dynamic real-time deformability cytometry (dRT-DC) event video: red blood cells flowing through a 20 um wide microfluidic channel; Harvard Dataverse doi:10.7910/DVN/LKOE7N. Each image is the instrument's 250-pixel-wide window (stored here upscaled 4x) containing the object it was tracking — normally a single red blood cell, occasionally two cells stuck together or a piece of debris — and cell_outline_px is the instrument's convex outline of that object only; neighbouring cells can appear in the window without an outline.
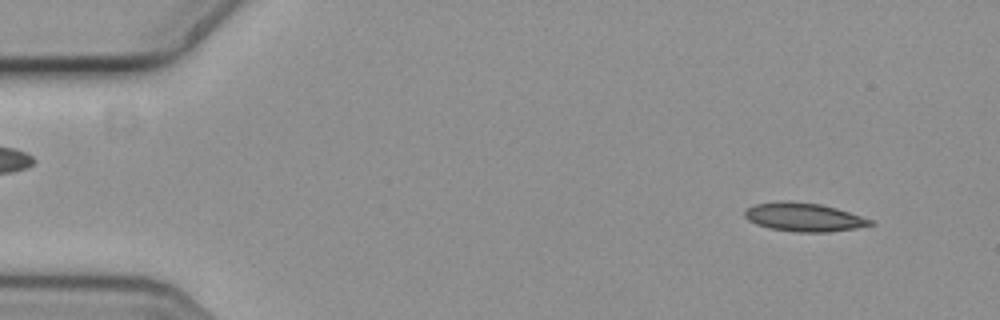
{"species": "common noctule bat (a hibernating species)", "species_latin": "Nyctalus noctula", "temperature_condition": "cold", "stored_images_in_passage": 56, "camera_frame_rate_fps": 3000, "um_per_image_px": 0.085, "animal": {"sex": "female", "body_mass_g": 19.3, "forearm_length_mm": 54.1}, "frame": {"image": 1, "passage_image": 4, "time_ms": 1.0, "image_size_px": [1000, 320], "cell_outline_px": [[876, 224], [856, 228], [828, 232], [796, 232], [768, 228], [756, 224], [748, 220], [744, 216], [744, 212], [748, 208], [756, 204], [780, 200], [784, 200], [820, 204], [836, 208], [872, 220]], "centroid_in_image_um": [68.3, 18.46], "position_along_channel_um": 16.7, "area_um2": 20.87}}
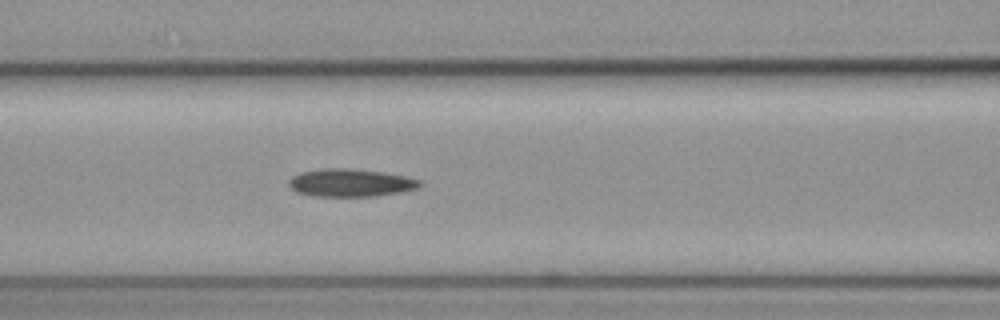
{"frame": {"image": 2, "passage_image": 23, "time_ms": 7.333, "image_size_px": [1000, 320], "cell_outline_px": [[420, 184], [416, 188], [404, 192], [376, 196], [316, 196], [296, 192], [288, 184], [288, 180], [292, 176], [300, 172], [324, 168], [348, 168], [380, 172], [404, 176], [420, 180]], "centroid_in_image_um": [29.76, 15.54], "position_along_channel_um": 136.8, "area_um2": 21.1}}
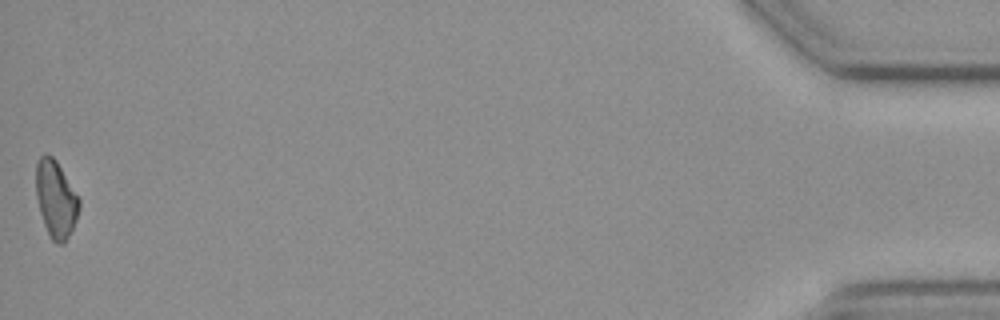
{"frame": {"image": 3, "passage_image": 56, "time_ms": 18.333, "image_size_px": [1000, 320], "cell_outline_px": [[80, 208], [76, 220], [64, 244], [56, 244], [52, 240], [44, 224], [40, 212], [36, 196], [36, 164], [40, 156], [44, 152], [48, 152], [56, 160], [80, 200]], "centroid_in_image_um": [4.73, 16.9], "position_along_channel_um": 430.5, "area_um2": 19.31}}